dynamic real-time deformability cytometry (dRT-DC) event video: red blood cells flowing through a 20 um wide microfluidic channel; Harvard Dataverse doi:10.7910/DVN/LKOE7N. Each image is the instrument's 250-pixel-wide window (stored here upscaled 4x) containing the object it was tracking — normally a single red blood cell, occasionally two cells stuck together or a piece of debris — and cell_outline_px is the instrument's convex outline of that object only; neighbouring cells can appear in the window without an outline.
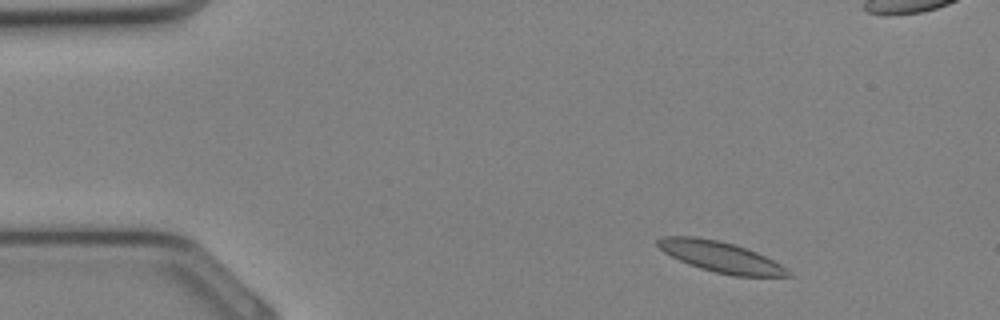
{"species": "Egyptian fruit bat (a non-hibernating species)", "species_latin": "Rousettus aegyptiacus", "temperature_condition": "cold", "stored_images_in_passage": 31, "camera_frame_rate_fps": 3000, "um_per_image_px": 0.085, "animal": {"sex": "female"}, "frame": {"image": 1, "passage_image": 1, "time_ms": 0.0, "image_size_px": [1000, 320], "cell_outline_px": [[792, 276], [732, 276], [700, 268], [688, 264], [664, 252], [656, 244], [656, 240], [664, 236], [696, 236], [720, 240], [748, 248], [788, 268], [792, 272]], "centroid_in_image_um": [61.26, 21.82], "position_along_channel_um": 23.7, "area_um2": 23.35}}
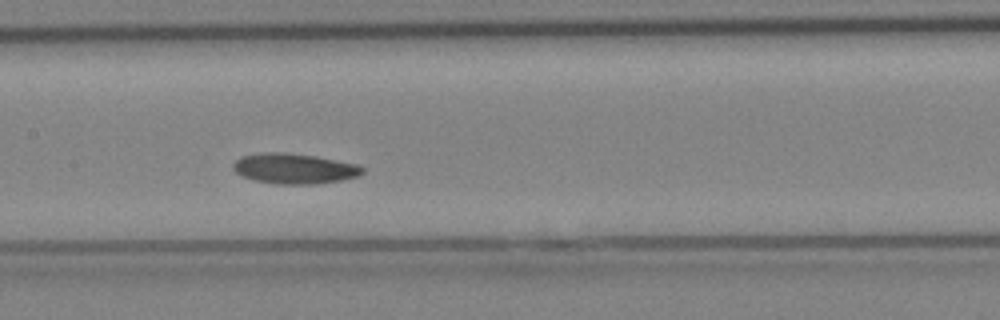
{"frame": {"image": 2, "passage_image": 13, "time_ms": 4.0, "image_size_px": [1000, 320], "cell_outline_px": [[364, 172], [360, 176], [340, 180], [316, 184], [276, 184], [256, 180], [244, 176], [236, 172], [232, 168], [232, 164], [240, 156], [260, 152], [284, 152], [316, 156], [356, 164], [364, 168]], "centroid_in_image_um": [25.01, 14.32], "position_along_channel_um": 182.4, "area_um2": 22.89}}
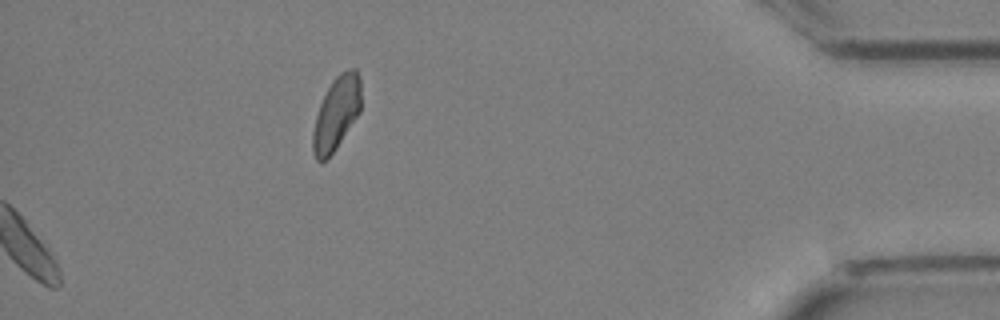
{"frame": {"image": 3, "passage_image": 31, "time_ms": 10.0, "image_size_px": [1000, 320], "cell_outline_px": [[360, 112], [336, 148], [324, 160], [316, 160], [312, 152], [312, 132], [316, 116], [320, 104], [332, 80], [340, 72], [348, 68], [356, 68], [360, 80]], "centroid_in_image_um": [28.59, 9.61], "position_along_channel_um": 406.6, "area_um2": 20.4}}